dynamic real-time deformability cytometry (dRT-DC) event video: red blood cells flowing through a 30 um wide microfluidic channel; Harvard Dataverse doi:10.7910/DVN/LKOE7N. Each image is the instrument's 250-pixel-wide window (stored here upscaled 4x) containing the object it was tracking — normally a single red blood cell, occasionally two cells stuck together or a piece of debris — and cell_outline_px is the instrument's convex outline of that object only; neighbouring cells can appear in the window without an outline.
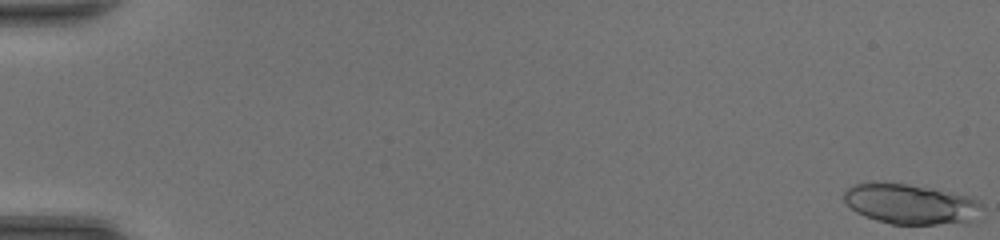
{"species": "common noctule bat (a hibernating species)", "species_latin": "Nyctalus noctula", "temperature_condition": "room temperature", "stored_images_in_passage": 48, "segment_of_instrument_passage": [1, 2], "camera_frame_rate_fps": 3000, "um_per_image_px": 0.085, "animal": {"sex": "female", "body_mass_g": 20.0, "forearm_length_mm": 54.0}, "frame": {"image": 1, "passage_image": 1, "time_ms": 0.0, "image_size_px": [1000, 240], "cell_outline_px": [[984, 220], [972, 224], [892, 224], [876, 220], [864, 216], [856, 212], [844, 200], [844, 192], [852, 184], [872, 180], [908, 184], [932, 188], [972, 196], [980, 200], [984, 204]], "centroid_in_image_um": [77.57, 17.35], "position_along_channel_um": 7.4, "area_um2": 33.99}}
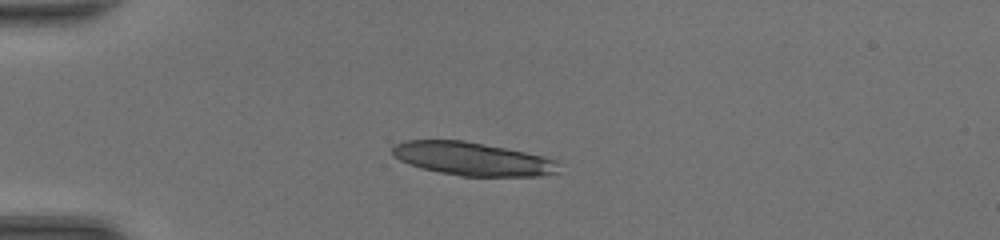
{"frame": {"image": 2, "passage_image": 14, "time_ms": 4.333, "image_size_px": [1000, 240], "cell_outline_px": [[560, 172], [540, 176], [460, 176], [420, 168], [408, 164], [400, 160], [392, 152], [392, 148], [396, 144], [404, 140], [464, 140], [544, 156], [556, 160]], "centroid_in_image_um": [40.16, 13.51], "position_along_channel_um": 44.8, "area_um2": 32.19}}